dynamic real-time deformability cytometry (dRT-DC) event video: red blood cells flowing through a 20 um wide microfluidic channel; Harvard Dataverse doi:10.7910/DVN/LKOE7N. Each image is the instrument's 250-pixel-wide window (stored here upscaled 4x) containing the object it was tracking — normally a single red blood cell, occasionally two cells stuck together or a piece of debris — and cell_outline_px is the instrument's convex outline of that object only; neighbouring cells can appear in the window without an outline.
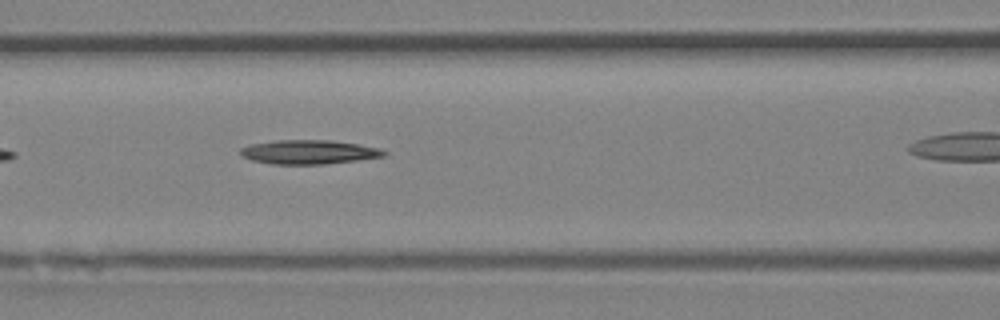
{"species": "Egyptian fruit bat (a non-hibernating species)", "species_latin": "Rousettus aegyptiacus", "temperature_condition": "room temperature", "stored_images_in_passage": 23, "camera_frame_rate_fps": 3000, "um_per_image_px": 0.085, "animal": {"sex": "female"}, "frame": {"image": 1, "passage_image": 7, "time_ms": 2.0, "image_size_px": [1000, 320], "cell_outline_px": [[388, 152], [384, 156], [356, 160], [324, 164], [272, 164], [252, 160], [244, 156], [240, 152], [240, 148], [252, 144], [276, 140], [332, 140], [380, 148]], "centroid_in_image_um": [26.26, 12.92], "position_along_channel_um": 140.3, "area_um2": 19.94}}
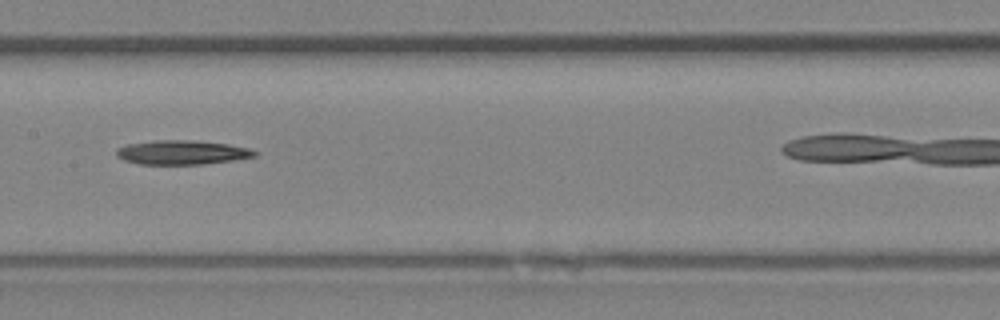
{"frame": {"image": 2, "passage_image": 10, "time_ms": 3.0, "image_size_px": [1000, 320], "cell_outline_px": [[260, 152], [256, 156], [232, 160], [204, 164], [140, 164], [124, 160], [116, 156], [116, 148], [128, 144], [152, 140], [192, 140], [228, 144], [248, 148]], "centroid_in_image_um": [15.46, 12.95], "position_along_channel_um": 191.9, "area_um2": 19.54}}
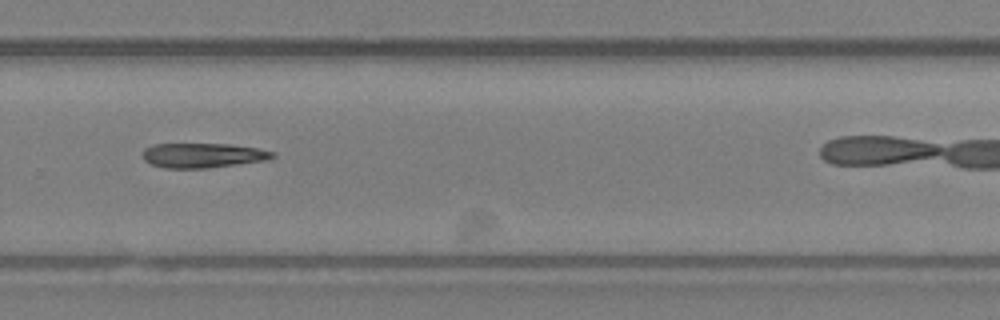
{"frame": {"image": 3, "passage_image": 17, "time_ms": 5.333, "image_size_px": [1000, 320], "cell_outline_px": [[276, 156], [268, 160], [208, 168], [168, 168], [152, 164], [144, 160], [144, 148], [152, 144], [228, 144], [256, 148], [276, 152]], "centroid_in_image_um": [17.28, 13.2], "position_along_channel_um": 312.5, "area_um2": 18.61}}